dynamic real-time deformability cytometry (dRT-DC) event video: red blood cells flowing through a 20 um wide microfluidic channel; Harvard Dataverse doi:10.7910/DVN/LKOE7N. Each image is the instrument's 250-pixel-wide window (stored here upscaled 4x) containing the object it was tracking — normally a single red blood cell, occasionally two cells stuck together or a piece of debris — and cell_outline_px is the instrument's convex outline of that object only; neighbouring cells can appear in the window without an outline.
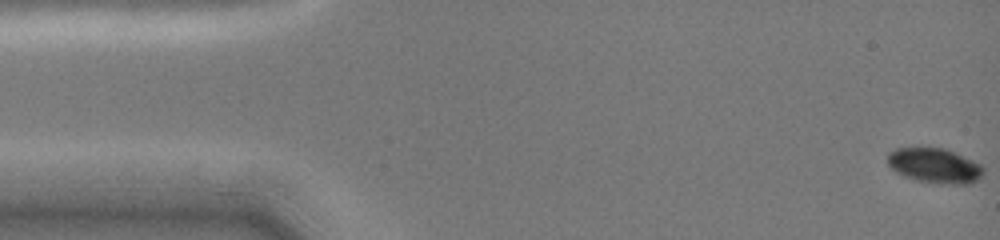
{"species": "common noctule bat (a hibernating species)", "species_latin": "Nyctalus noctula", "temperature_condition": "cold", "stored_images_in_passage": 39, "camera_frame_rate_fps": 3000, "um_per_image_px": 0.085, "animal": {"sex": "female", "body_mass_g": 19.0, "forearm_length_mm": 51.5}, "frame": {"image": 1, "passage_image": 1, "time_ms": 0.0, "image_size_px": [1000, 240], "cell_outline_px": [[984, 172], [976, 180], [968, 184], [940, 184], [916, 180], [904, 176], [896, 172], [888, 164], [888, 152], [896, 148], [944, 148], [972, 160], [980, 164], [984, 168]], "centroid_in_image_um": [79.43, 14.08], "position_along_channel_um": 5.6, "area_um2": 19.36}}
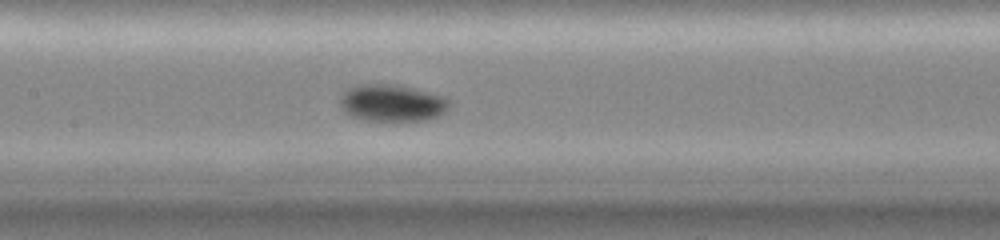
{"frame": {"image": 2, "passage_image": 21, "time_ms": 7.333, "image_size_px": [1000, 240], "cell_outline_px": [[448, 108], [444, 112], [436, 116], [424, 120], [396, 124], [364, 120], [352, 116], [344, 112], [340, 108], [340, 96], [348, 88], [364, 84], [396, 84], [444, 96], [448, 100]], "centroid_in_image_um": [33.28, 8.8], "position_along_channel_um": 174.1, "area_um2": 24.16}}
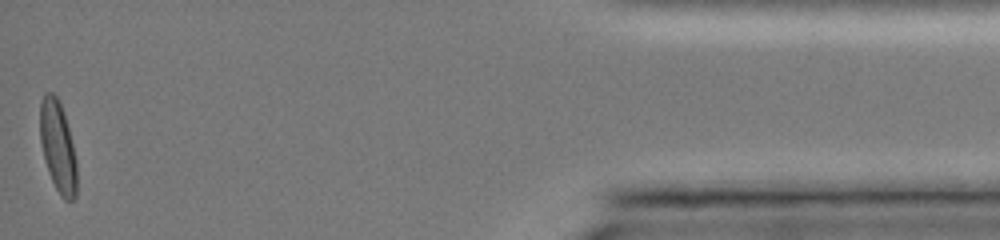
{"frame": {"image": 3, "passage_image": 39, "time_ms": 15.667, "image_size_px": [1000, 240], "cell_outline_px": [[76, 196], [72, 200], [64, 200], [60, 196], [48, 172], [40, 140], [40, 100], [44, 92], [52, 92], [56, 96], [64, 112], [76, 160]], "centroid_in_image_um": [4.9, 12.45], "position_along_channel_um": 430.3, "area_um2": 19.36}, "authors_computed_cell_mechanics": {"area_um2": 21.2704, "velocity_mm_per_s": 3.9968, "shape_relaxation_time_tau1_ms": 2.0917, "shape_relaxation_time_tau2_ms": null, "deformation_change_tau1": 0.0886, "deformation_change_tau2": null}}